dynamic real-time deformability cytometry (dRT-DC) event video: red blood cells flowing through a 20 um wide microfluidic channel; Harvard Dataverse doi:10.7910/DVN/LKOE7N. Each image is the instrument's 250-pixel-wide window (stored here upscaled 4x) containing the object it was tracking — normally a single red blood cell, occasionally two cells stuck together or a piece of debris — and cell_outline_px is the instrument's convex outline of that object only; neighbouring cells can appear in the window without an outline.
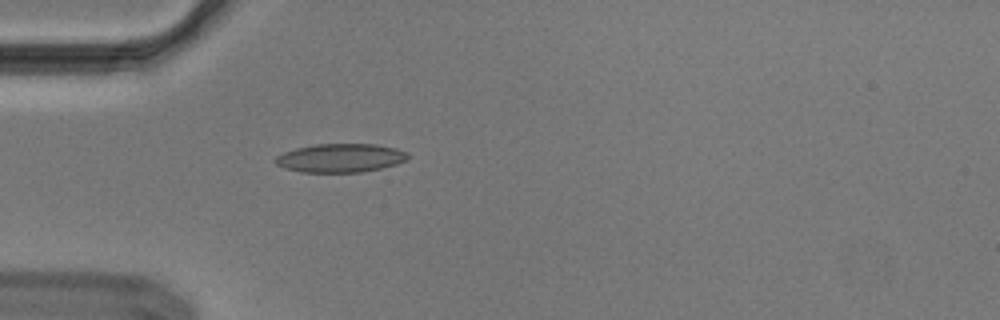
{"species": "Egyptian fruit bat (a non-hibernating species)", "species_latin": "Rousettus aegyptiacus", "temperature_condition": "cold", "stored_images_in_passage": 39, "segment_of_instrument_passage": [1, 2], "camera_frame_rate_fps": 3000, "um_per_image_px": 0.085, "animal": {"sex": "male"}, "frame": {"image": 1, "passage_image": 1, "time_ms": 0.0, "image_size_px": [1000, 320], "cell_outline_px": [[408, 156], [404, 160], [396, 164], [380, 168], [360, 172], [300, 172], [284, 168], [276, 164], [272, 160], [276, 156], [284, 152], [296, 148], [316, 144], [376, 144], [396, 148], [408, 152]], "centroid_in_image_um": [28.89, 13.42], "position_along_channel_um": 56.1, "area_um2": 22.08}}
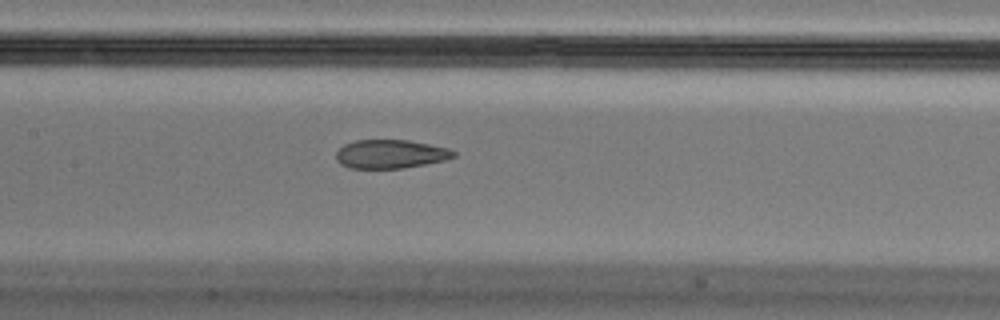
{"frame": {"image": 2, "passage_image": 11, "time_ms": 3.333, "image_size_px": [1000, 320], "cell_outline_px": [[456, 156], [444, 160], [404, 168], [348, 168], [340, 164], [336, 160], [336, 152], [344, 144], [356, 140], [408, 140], [448, 148], [456, 152]], "centroid_in_image_um": [33.17, 13.09], "position_along_channel_um": 174.2, "area_um2": 19.59}}
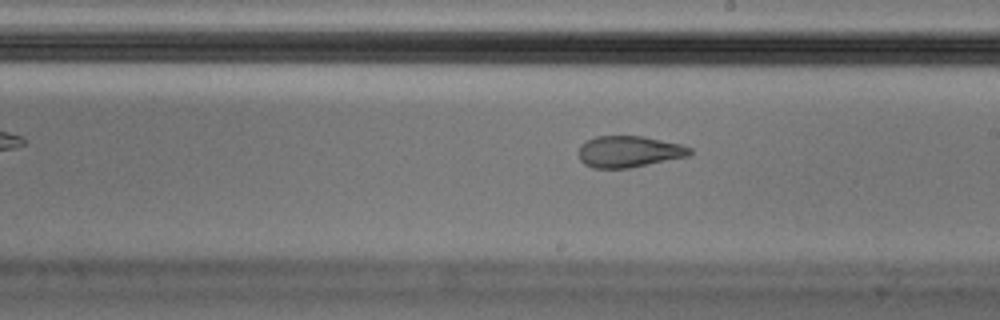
{"frame": {"image": 3, "passage_image": 16, "time_ms": 5.0, "image_size_px": [1000, 320], "cell_outline_px": [[692, 152], [688, 156], [628, 168], [592, 168], [584, 164], [580, 160], [576, 152], [580, 144], [596, 136], [644, 136], [680, 144], [692, 148]], "centroid_in_image_um": [53.41, 12.88], "position_along_channel_um": 235.6, "area_um2": 20.46}}